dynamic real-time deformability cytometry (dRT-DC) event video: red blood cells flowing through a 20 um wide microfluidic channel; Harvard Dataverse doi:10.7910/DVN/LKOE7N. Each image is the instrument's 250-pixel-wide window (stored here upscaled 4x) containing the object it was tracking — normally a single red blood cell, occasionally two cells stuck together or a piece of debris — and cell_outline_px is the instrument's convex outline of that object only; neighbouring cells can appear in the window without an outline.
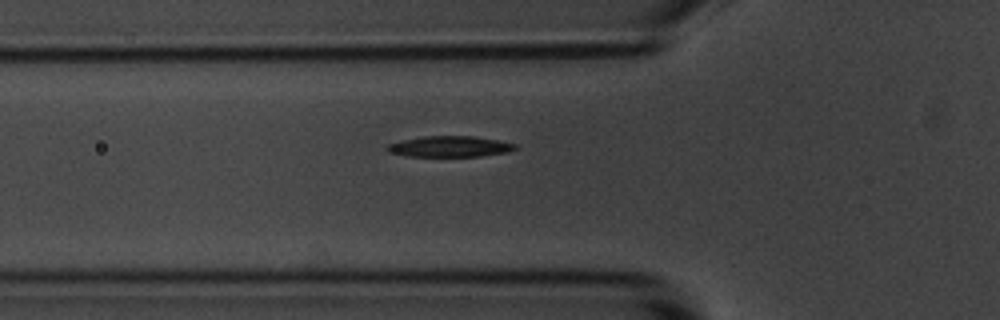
{"species": "common noctule bat (a hibernating species)", "species_latin": "Nyctalus noctula", "temperature_condition": "room temperature", "stored_images_in_passage": 5, "camera_frame_rate_fps": 3000, "um_per_image_px": 0.085, "animal": {"sex": "male", "body_mass_g": 20.1, "forearm_length_mm": 53.5}, "frame": {"image": 1, "passage_image": 5, "time_ms": 5.333, "image_size_px": [1000, 320], "cell_outline_px": [[520, 148], [508, 152], [480, 156], [408, 156], [392, 152], [384, 148], [388, 144], [400, 140], [424, 136], [472, 136], [496, 140], [516, 144]], "centroid_in_image_um": [38.25, 12.45], "position_along_channel_um": 87.6, "area_um2": 15.49}}